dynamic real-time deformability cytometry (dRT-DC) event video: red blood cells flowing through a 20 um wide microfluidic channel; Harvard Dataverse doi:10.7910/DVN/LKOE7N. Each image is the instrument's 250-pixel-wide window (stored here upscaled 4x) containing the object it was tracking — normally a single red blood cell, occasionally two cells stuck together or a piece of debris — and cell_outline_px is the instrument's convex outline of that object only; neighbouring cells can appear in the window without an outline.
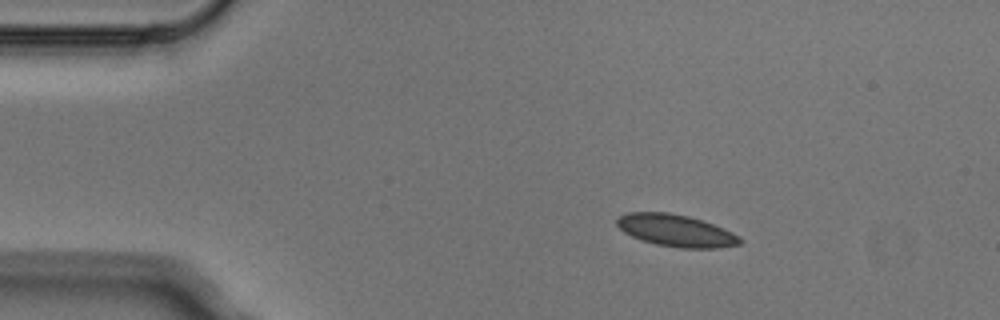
{"species": "Egyptian fruit bat (a non-hibernating species)", "species_latin": "Rousettus aegyptiacus", "temperature_condition": "cold", "stored_images_in_passage": 5, "camera_frame_rate_fps": 3000, "um_per_image_px": 0.085, "animal": {"sex": "male"}, "frame": {"image": 1, "passage_image": 2, "time_ms": 0.333, "image_size_px": [1000, 320], "cell_outline_px": [[744, 240], [740, 244], [720, 248], [680, 248], [656, 244], [632, 236], [624, 232], [616, 224], [616, 220], [620, 216], [628, 212], [668, 212], [688, 216], [724, 228], [740, 236]], "centroid_in_image_um": [57.49, 19.6], "position_along_channel_um": 27.5, "area_um2": 22.89}}
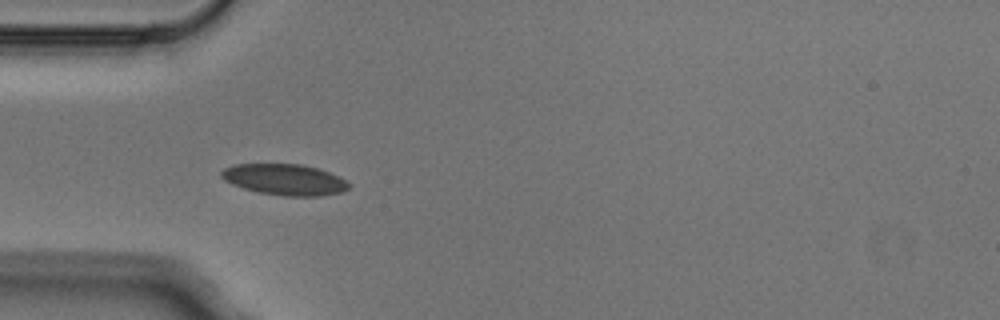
{"frame": {"image": 2, "passage_image": 4, "time_ms": 1.0, "image_size_px": [1000, 320], "cell_outline_px": [[348, 188], [340, 192], [320, 196], [284, 196], [260, 192], [244, 188], [232, 184], [224, 180], [220, 176], [220, 172], [224, 168], [236, 164], [300, 164], [316, 168], [328, 172], [344, 180], [348, 184]], "centroid_in_image_um": [24.14, 15.26], "position_along_channel_um": 60.9, "area_um2": 22.72}}
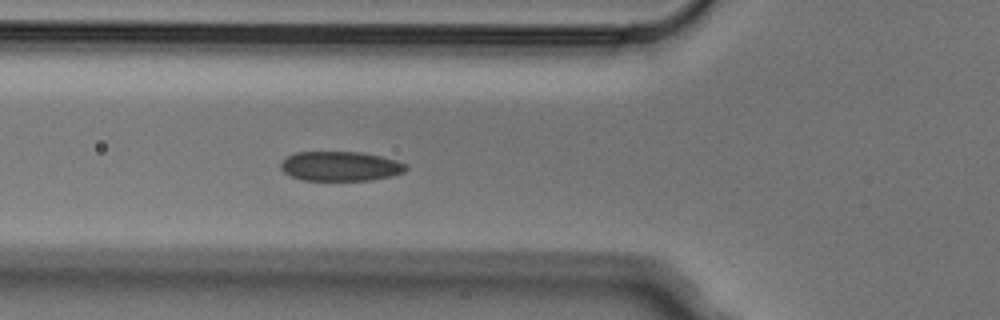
{"frame": {"image": 3, "passage_image": 5, "time_ms": 1.333, "image_size_px": [1000, 320], "cell_outline_px": [[408, 168], [404, 172], [392, 176], [372, 180], [300, 180], [284, 172], [280, 168], [280, 164], [288, 156], [296, 152], [360, 152], [380, 156], [396, 160], [408, 164]], "centroid_in_image_um": [28.96, 14.13], "position_along_channel_um": 96.8, "area_um2": 21.62}}